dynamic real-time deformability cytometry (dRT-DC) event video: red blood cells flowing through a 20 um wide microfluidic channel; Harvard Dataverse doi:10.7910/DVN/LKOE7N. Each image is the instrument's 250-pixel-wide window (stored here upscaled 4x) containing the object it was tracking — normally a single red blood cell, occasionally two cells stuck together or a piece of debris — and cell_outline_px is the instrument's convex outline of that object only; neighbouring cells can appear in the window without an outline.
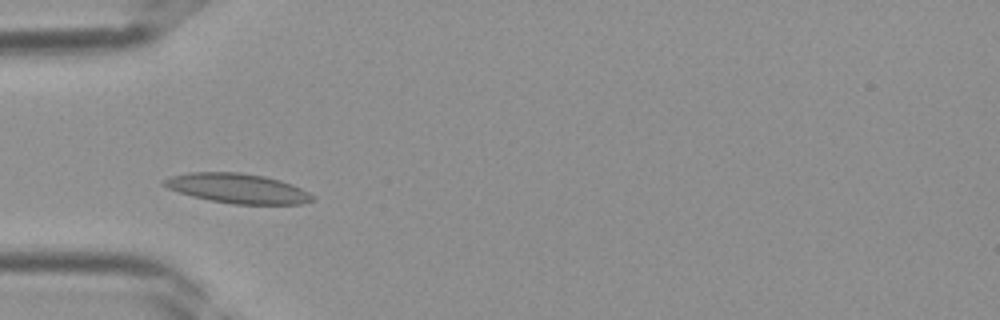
{"species": "Egyptian fruit bat (a non-hibernating species)", "species_latin": "Rousettus aegyptiacus", "temperature_condition": "room temperature", "stored_images_in_passage": 27, "camera_frame_rate_fps": 3000, "um_per_image_px": 0.085, "frame": {"image": 1, "passage_image": 1, "time_ms": 0.0, "image_size_px": [1000, 320], "cell_outline_px": [[316, 200], [300, 204], [232, 204], [208, 200], [192, 196], [168, 188], [160, 184], [160, 180], [172, 176], [188, 172], [240, 172], [264, 176], [280, 180], [292, 184], [316, 196]], "centroid_in_image_um": [20.19, 16.01], "position_along_channel_um": 64.8, "area_um2": 25.89}}
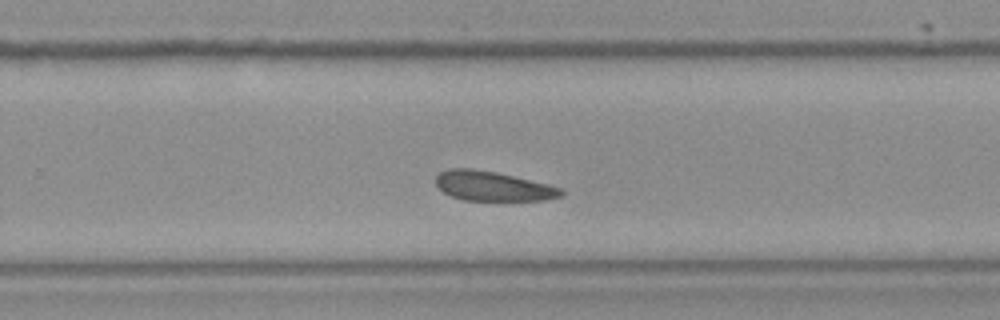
{"frame": {"image": 2, "passage_image": 14, "time_ms": 4.333, "image_size_px": [1000, 320], "cell_outline_px": [[564, 192], [560, 196], [544, 200], [464, 200], [452, 196], [444, 192], [436, 184], [436, 176], [440, 172], [448, 168], [472, 168], [496, 172], [548, 184], [560, 188]], "centroid_in_image_um": [41.86, 15.81], "position_along_channel_um": 287.9, "area_um2": 21.39}}
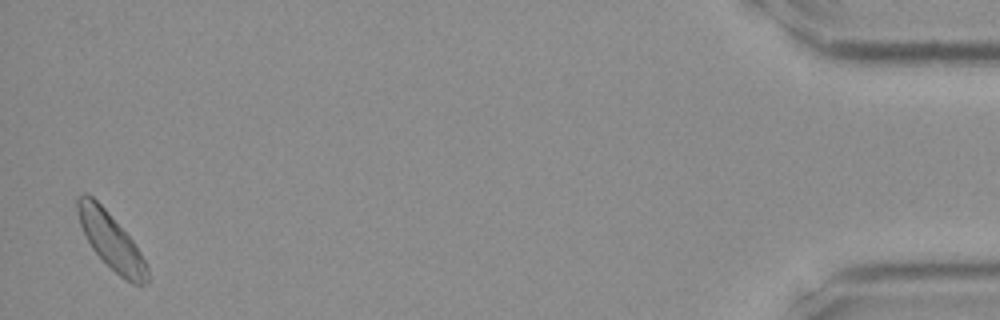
{"frame": {"image": 3, "passage_image": 27, "time_ms": 8.667, "image_size_px": [1000, 320], "cell_outline_px": [[148, 284], [140, 288], [132, 284], [120, 276], [92, 248], [80, 224], [76, 212], [76, 196], [84, 192], [88, 192], [104, 208], [132, 240], [140, 252], [148, 268]], "centroid_in_image_um": [9.44, 20.48], "position_along_channel_um": 425.8, "area_um2": 22.66}}